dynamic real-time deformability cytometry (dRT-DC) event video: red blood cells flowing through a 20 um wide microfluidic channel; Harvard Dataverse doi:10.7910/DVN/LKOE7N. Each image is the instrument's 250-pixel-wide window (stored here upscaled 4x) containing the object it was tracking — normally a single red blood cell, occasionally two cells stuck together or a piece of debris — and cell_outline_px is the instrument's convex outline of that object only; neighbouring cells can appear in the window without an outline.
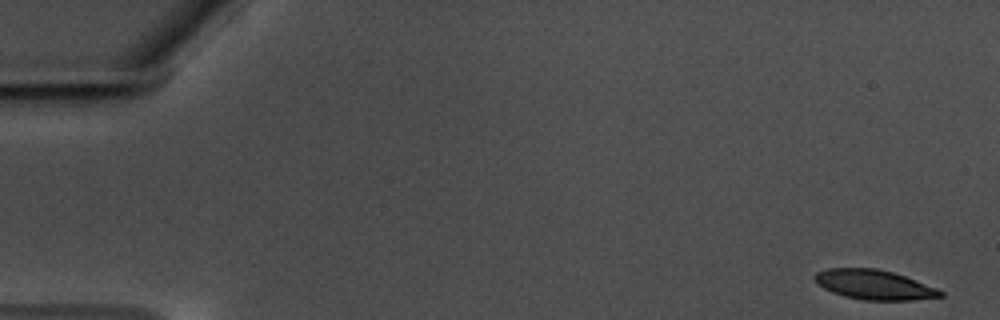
{"species": "common noctule bat (a hibernating species)", "species_latin": "Nyctalus noctula", "temperature_condition": "warm", "stored_images_in_passage": 58, "camera_frame_rate_fps": 3000, "um_per_image_px": 0.085, "animal": {"sex": "male", "body_mass_g": 17.5, "forearm_length_mm": 52.3}, "frame": {"image": 1, "passage_image": 1, "time_ms": 0.0, "image_size_px": [1000, 320], "cell_outline_px": [[944, 296], [912, 300], [864, 300], [844, 296], [832, 292], [816, 284], [812, 276], [816, 272], [828, 268], [876, 268], [892, 272], [904, 276], [936, 288], [944, 292]], "centroid_in_image_um": [74.25, 24.2], "position_along_channel_um": 10.8, "area_um2": 21.68}}
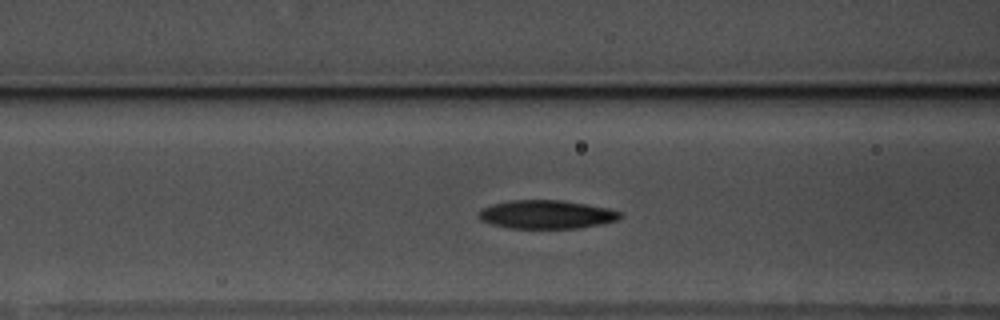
{"frame": {"image": 2, "passage_image": 23, "time_ms": 7.333, "image_size_px": [1000, 320], "cell_outline_px": [[624, 216], [620, 220], [580, 228], [508, 228], [492, 224], [480, 220], [476, 216], [476, 212], [492, 204], [508, 200], [560, 200], [608, 208], [624, 212]], "centroid_in_image_um": [46.46, 18.23], "position_along_channel_um": 120.1, "area_um2": 23.76}}
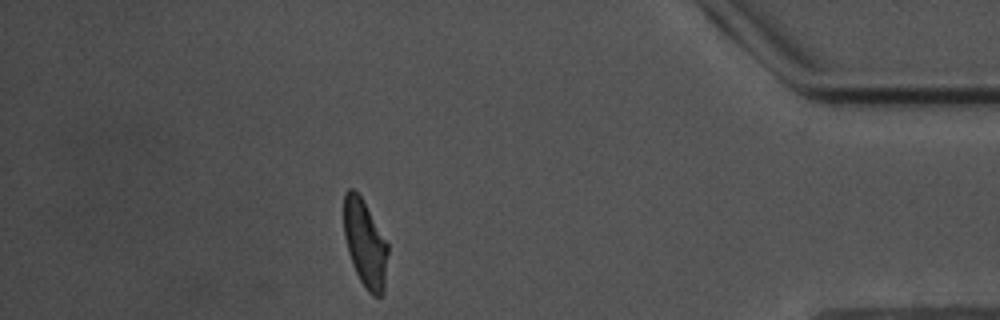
{"frame": {"image": 3, "passage_image": 51, "time_ms": 16.667, "image_size_px": [1000, 320], "cell_outline_px": [[388, 252], [384, 292], [380, 296], [372, 296], [368, 292], [360, 280], [352, 264], [348, 252], [344, 236], [344, 192], [348, 188], [352, 188], [360, 196], [388, 244]], "centroid_in_image_um": [31.02, 20.73], "position_along_channel_um": 404.2, "area_um2": 22.2}, "authors_computed_cell_mechanics": {"area_um2": 23.1489, "velocity_mm_per_s": 3.4897, "shape_relaxation_time_tau1_ms": 4.2114, "shape_relaxation_time_tau2_ms": 4.46, "deformation_change_tau1": 0.1588, "deformation_change_tau2": 0.1052}}